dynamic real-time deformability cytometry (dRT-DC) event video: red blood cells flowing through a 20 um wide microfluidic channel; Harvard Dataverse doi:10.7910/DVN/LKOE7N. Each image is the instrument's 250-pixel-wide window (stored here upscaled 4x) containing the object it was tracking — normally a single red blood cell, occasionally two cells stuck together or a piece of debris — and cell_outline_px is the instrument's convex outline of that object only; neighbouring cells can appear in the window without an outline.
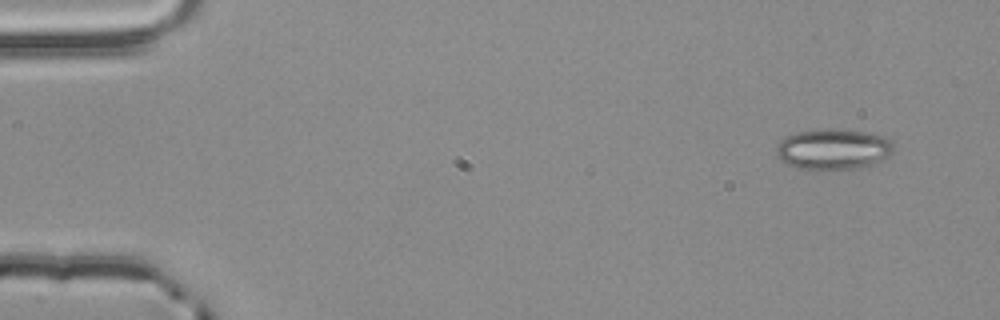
{"species": "common noctule bat (a hibernating species)", "species_latin": "Nyctalus noctula", "temperature_condition": "room temperature", "stored_images_in_passage": 4, "camera_frame_rate_fps": 3000, "um_per_image_px": 0.085, "animal": {"sex": "male", "body_mass_g": 20.4}, "frame": {"image": 1, "passage_image": 1, "time_ms": 0.0, "image_size_px": [1000, 320], "cell_outline_px": [[892, 152], [884, 160], [860, 168], [820, 172], [812, 172], [788, 164], [780, 160], [776, 156], [776, 148], [780, 140], [784, 136], [796, 132], [824, 128], [832, 128], [864, 132], [884, 136], [892, 140]], "centroid_in_image_um": [70.79, 12.71], "position_along_channel_um": 14.2, "area_um2": 28.73}}
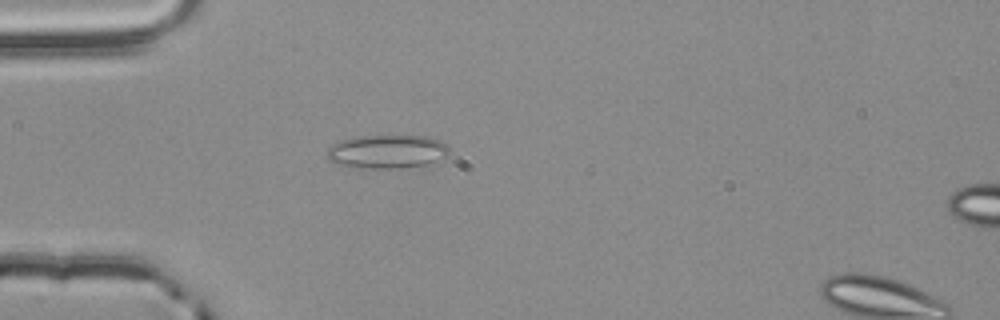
{"frame": {"image": 2, "passage_image": 3, "time_ms": 0.667, "image_size_px": [1000, 320], "cell_outline_px": [[448, 156], [424, 164], [400, 168], [372, 168], [340, 164], [328, 160], [328, 148], [332, 144], [340, 140], [352, 136], [428, 136], [440, 140], [448, 148]], "centroid_in_image_um": [32.89, 12.86], "position_along_channel_um": 52.1, "area_um2": 23.58}}